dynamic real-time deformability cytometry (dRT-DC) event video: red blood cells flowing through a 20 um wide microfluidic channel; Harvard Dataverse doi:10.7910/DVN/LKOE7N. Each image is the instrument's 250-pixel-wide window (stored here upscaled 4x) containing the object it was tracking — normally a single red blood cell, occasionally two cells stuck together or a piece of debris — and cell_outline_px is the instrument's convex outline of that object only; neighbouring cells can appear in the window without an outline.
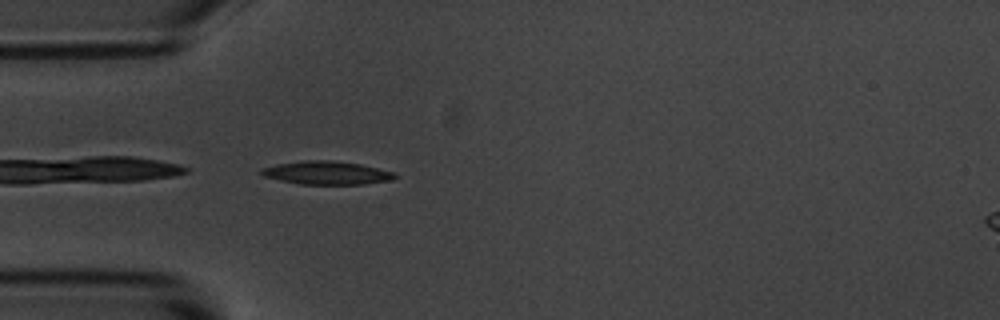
{"species": "common noctule bat (a hibernating species)", "species_latin": "Nyctalus noctula", "temperature_condition": "room temperature", "stored_images_in_passage": 3, "camera_frame_rate_fps": 3000, "um_per_image_px": 0.085, "animal": {"sex": "male", "body_mass_g": 20.1, "forearm_length_mm": 53.5}, "frame": {"image": 1, "passage_image": 3, "time_ms": 2.333, "image_size_px": [1000, 320], "cell_outline_px": [[400, 176], [392, 180], [364, 184], [300, 184], [280, 180], [264, 176], [260, 172], [260, 168], [276, 164], [300, 160], [336, 160], [360, 164], [396, 172]], "centroid_in_image_um": [27.8, 14.68], "position_along_channel_um": 57.2, "area_um2": 18.38}}